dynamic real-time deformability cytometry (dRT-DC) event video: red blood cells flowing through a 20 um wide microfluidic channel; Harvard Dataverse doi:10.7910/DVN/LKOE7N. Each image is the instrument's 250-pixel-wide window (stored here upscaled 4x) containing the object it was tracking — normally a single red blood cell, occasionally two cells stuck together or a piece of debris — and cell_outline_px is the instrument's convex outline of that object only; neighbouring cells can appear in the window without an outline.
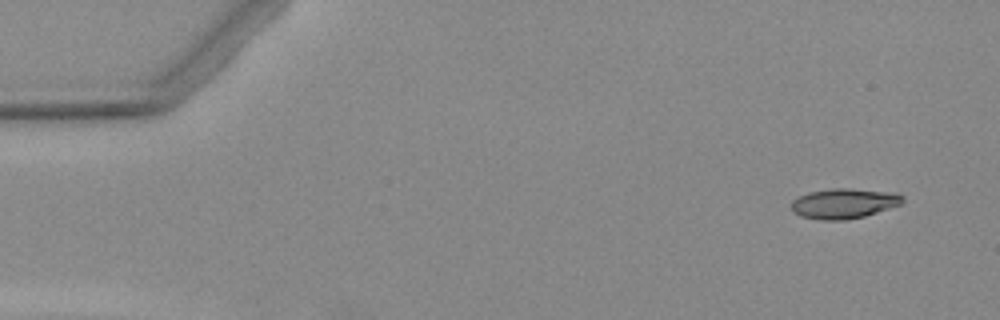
{"species": "Egyptian fruit bat (a non-hibernating species)", "species_latin": "Rousettus aegyptiacus", "temperature_condition": "warm", "stored_images_in_passage": 3, "camera_frame_rate_fps": 3000, "um_per_image_px": 0.085, "animal": {"sex": "female"}, "frame": {"image": 1, "passage_image": 1, "time_ms": 0.0, "image_size_px": [1000, 320], "cell_outline_px": [[904, 200], [900, 204], [864, 216], [848, 220], [820, 220], [800, 216], [792, 212], [792, 200], [808, 192], [832, 188], [848, 188], [884, 192], [904, 196]], "centroid_in_image_um": [71.66, 17.3], "position_along_channel_um": 13.3, "area_um2": 19.25}}